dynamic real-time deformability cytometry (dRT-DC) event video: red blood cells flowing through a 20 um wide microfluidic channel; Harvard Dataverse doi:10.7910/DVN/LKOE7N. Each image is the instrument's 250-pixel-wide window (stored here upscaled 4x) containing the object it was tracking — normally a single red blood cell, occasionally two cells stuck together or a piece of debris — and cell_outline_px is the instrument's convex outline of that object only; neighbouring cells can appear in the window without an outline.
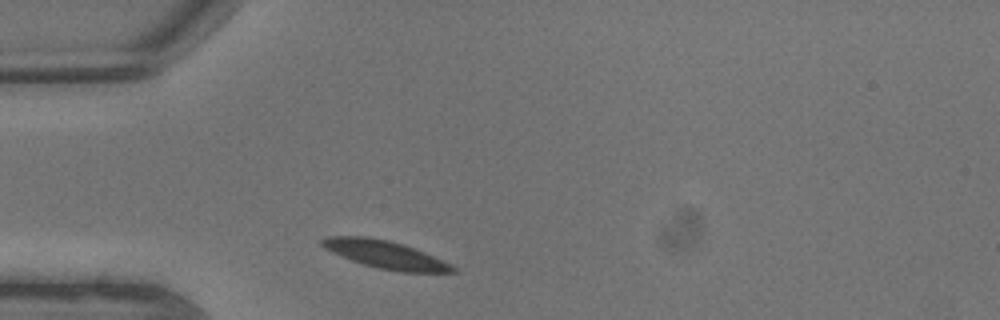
{"species": "common noctule bat (a hibernating species)", "species_latin": "Nyctalus noctula", "temperature_condition": "warm", "stored_images_in_passage": 4, "camera_frame_rate_fps": 3000, "um_per_image_px": 0.085, "animal": {"sex": "male", "body_mass_g": 13.3}, "frame": {"image": 1, "passage_image": 1, "time_ms": 0.0, "image_size_px": [1000, 320], "cell_outline_px": [[460, 272], [400, 272], [380, 268], [364, 264], [352, 260], [332, 252], [324, 248], [320, 244], [320, 240], [324, 236], [368, 236], [388, 240], [424, 252], [456, 268]], "centroid_in_image_um": [32.69, 21.62], "position_along_channel_um": 52.3, "area_um2": 20.75}}
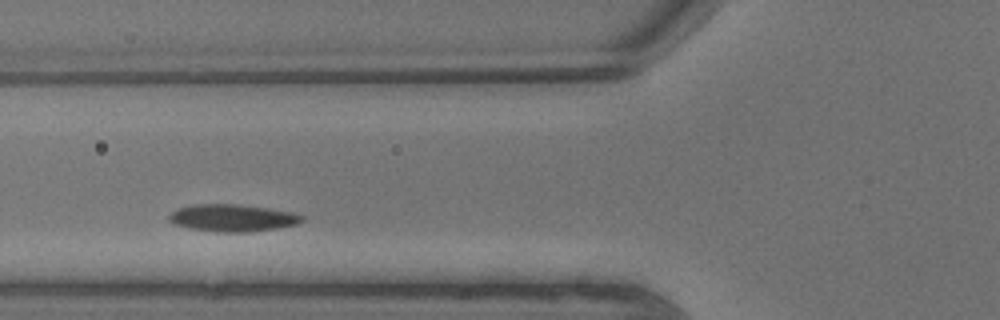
{"frame": {"image": 2, "passage_image": 3, "time_ms": 0.667, "image_size_px": [1000, 320], "cell_outline_px": [[304, 220], [296, 224], [276, 228], [248, 232], [216, 232], [188, 228], [172, 224], [168, 220], [168, 216], [176, 208], [192, 204], [236, 204], [268, 208], [292, 212], [304, 216]], "centroid_in_image_um": [19.71, 18.52], "position_along_channel_um": 106.1, "area_um2": 21.21}}
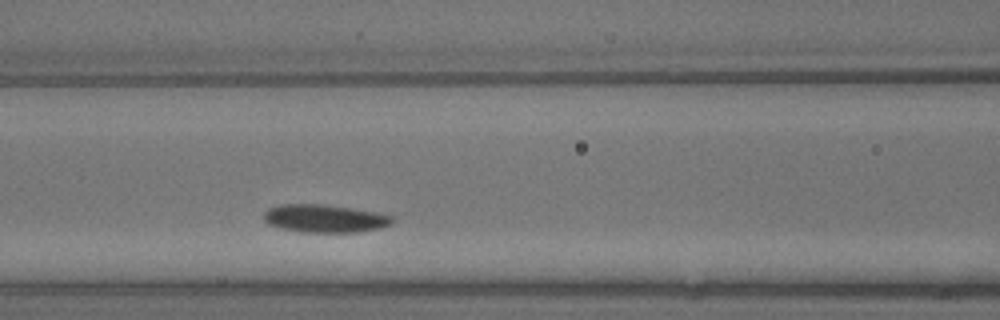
{"frame": {"image": 3, "passage_image": 4, "time_ms": 1.0, "image_size_px": [1000, 320], "cell_outline_px": [[396, 220], [392, 224], [380, 228], [360, 232], [304, 232], [280, 228], [268, 224], [264, 220], [264, 212], [268, 208], [280, 204], [320, 204], [376, 212], [392, 216]], "centroid_in_image_um": [27.6, 18.57], "position_along_channel_um": 139.0, "area_um2": 20.92}}